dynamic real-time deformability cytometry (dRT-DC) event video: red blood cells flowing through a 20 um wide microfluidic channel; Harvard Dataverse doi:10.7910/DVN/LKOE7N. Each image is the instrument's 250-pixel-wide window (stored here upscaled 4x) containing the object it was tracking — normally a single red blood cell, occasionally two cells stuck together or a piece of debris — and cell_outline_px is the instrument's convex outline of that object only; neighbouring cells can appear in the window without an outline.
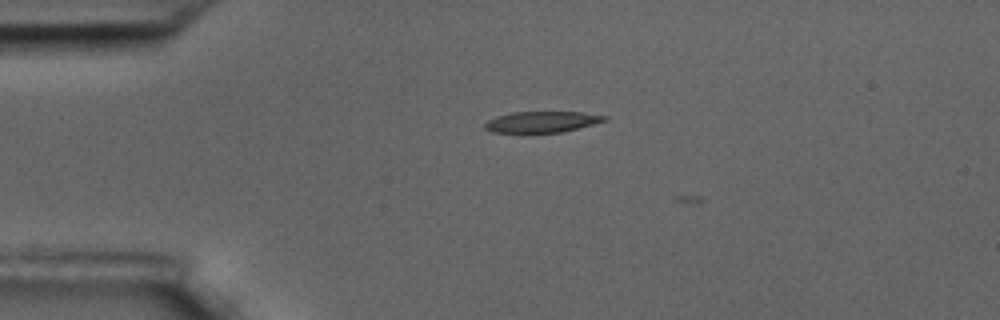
{"species": "common noctule bat (a hibernating species)", "species_latin": "Nyctalus noctula", "temperature_condition": "room temperature", "stored_images_in_passage": 3, "camera_frame_rate_fps": 3000, "um_per_image_px": 0.085, "animal": {"sex": "male", "body_mass_g": 17.5, "forearm_length_mm": 52.3}, "frame": {"image": 1, "passage_image": 2, "time_ms": 0.333, "image_size_px": [1000, 320], "cell_outline_px": [[608, 120], [560, 132], [492, 132], [484, 128], [484, 124], [488, 120], [496, 116], [512, 112], [580, 112], [608, 116]], "centroid_in_image_um": [46.04, 10.35], "position_along_channel_um": 39.0, "area_um2": 14.45}}